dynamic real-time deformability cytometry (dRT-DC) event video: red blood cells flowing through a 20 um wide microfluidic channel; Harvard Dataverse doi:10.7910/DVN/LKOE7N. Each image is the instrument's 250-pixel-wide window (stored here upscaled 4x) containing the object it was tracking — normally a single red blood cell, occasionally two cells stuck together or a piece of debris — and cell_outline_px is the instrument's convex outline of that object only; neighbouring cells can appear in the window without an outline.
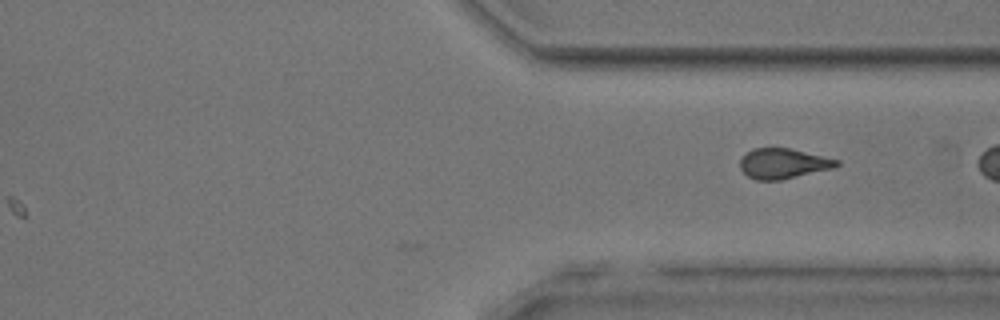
{"species": "common noctule bat (a hibernating species)", "species_latin": "Nyctalus noctula", "temperature_condition": "room temperature", "stored_images_in_passage": 25, "camera_frame_rate_fps": 3000, "um_per_image_px": 0.085, "animal": {"sex": "male", "body_mass_g": 17.9, "forearm_length_mm": 54.2}, "frame": {"image": 1, "passage_image": 25, "time_ms": 8.0, "image_size_px": [1000, 320], "cell_outline_px": [[840, 164], [836, 168], [780, 180], [756, 180], [748, 176], [740, 168], [740, 160], [752, 148], [792, 148], [840, 160]], "centroid_in_image_um": [66.62, 13.9], "position_along_channel_um": 344.8, "area_um2": 17.11}}